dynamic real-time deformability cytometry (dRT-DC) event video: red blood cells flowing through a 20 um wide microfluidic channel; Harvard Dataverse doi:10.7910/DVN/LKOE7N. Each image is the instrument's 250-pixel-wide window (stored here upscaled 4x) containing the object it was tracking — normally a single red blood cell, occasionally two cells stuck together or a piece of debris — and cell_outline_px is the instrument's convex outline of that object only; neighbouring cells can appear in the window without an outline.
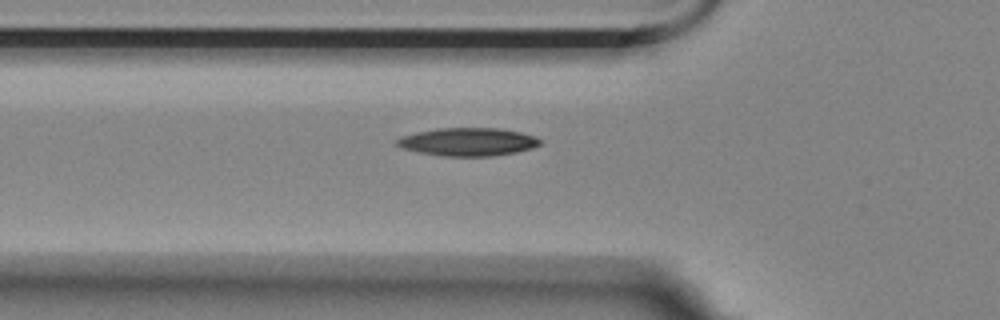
{"species": "Egyptian fruit bat (a non-hibernating species)", "species_latin": "Rousettus aegyptiacus", "temperature_condition": "room temperature", "stored_images_in_passage": 6, "camera_frame_rate_fps": 3000, "um_per_image_px": 0.085, "animal": {"sex": "female"}, "frame": {"image": 1, "passage_image": 6, "time_ms": 1.667, "image_size_px": [1000, 320], "cell_outline_px": [[540, 144], [532, 148], [516, 152], [492, 156], [440, 156], [400, 148], [396, 144], [396, 140], [400, 136], [416, 132], [436, 128], [500, 128], [520, 132], [536, 136], [540, 140]], "centroid_in_image_um": [39.75, 12.05], "position_along_channel_um": 86.1, "area_um2": 23.52}}